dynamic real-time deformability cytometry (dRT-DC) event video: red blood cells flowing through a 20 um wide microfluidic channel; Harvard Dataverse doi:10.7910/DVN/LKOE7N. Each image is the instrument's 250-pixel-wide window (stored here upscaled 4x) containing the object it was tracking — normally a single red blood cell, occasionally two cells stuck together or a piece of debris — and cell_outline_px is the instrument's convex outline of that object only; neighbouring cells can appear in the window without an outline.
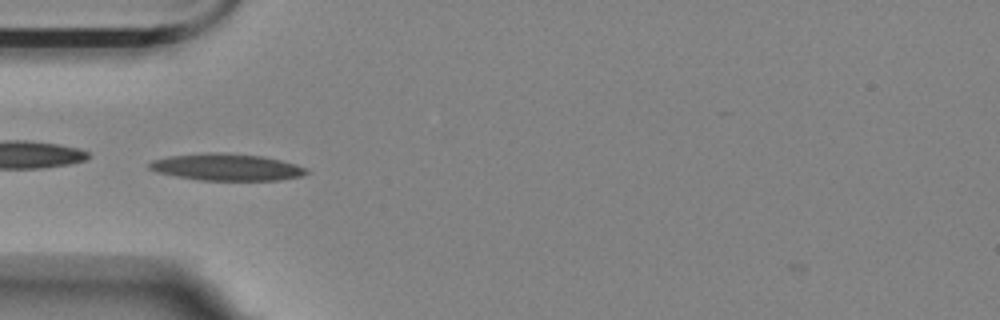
{"species": "Egyptian fruit bat (a non-hibernating species)", "species_latin": "Rousettus aegyptiacus", "temperature_condition": "room temperature", "stored_images_in_passage": 42, "camera_frame_rate_fps": 3000, "um_per_image_px": 0.085, "animal": {"sex": "female"}, "frame": {"image": 1, "passage_image": 3, "time_ms": 0.667, "image_size_px": [1000, 320], "cell_outline_px": [[312, 172], [304, 176], [280, 180], [200, 180], [176, 176], [156, 172], [148, 168], [148, 164], [152, 160], [168, 156], [260, 156], [280, 160], [296, 164], [308, 168]], "centroid_in_image_um": [19.37, 14.28], "position_along_channel_um": 65.6, "area_um2": 23.29}}
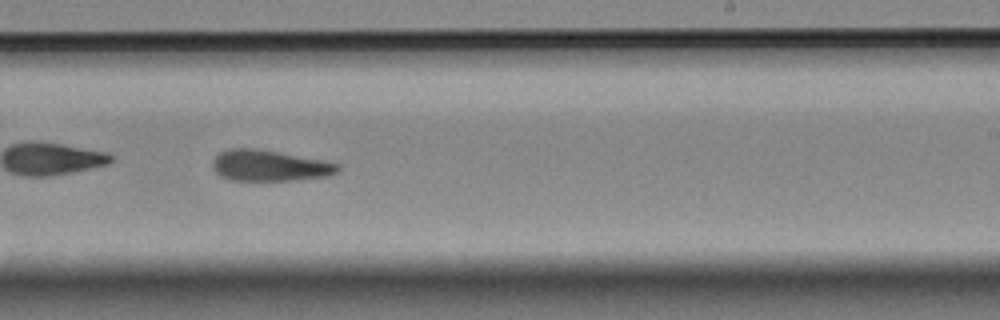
{"frame": {"image": 2, "passage_image": 20, "time_ms": 6.333, "image_size_px": [1000, 320], "cell_outline_px": [[340, 172], [328, 176], [292, 180], [228, 180], [220, 176], [212, 168], [212, 160], [220, 152], [228, 148], [252, 148], [276, 152], [320, 160], [340, 164]], "centroid_in_image_um": [22.87, 14.09], "position_along_channel_um": 266.1, "area_um2": 22.48}}
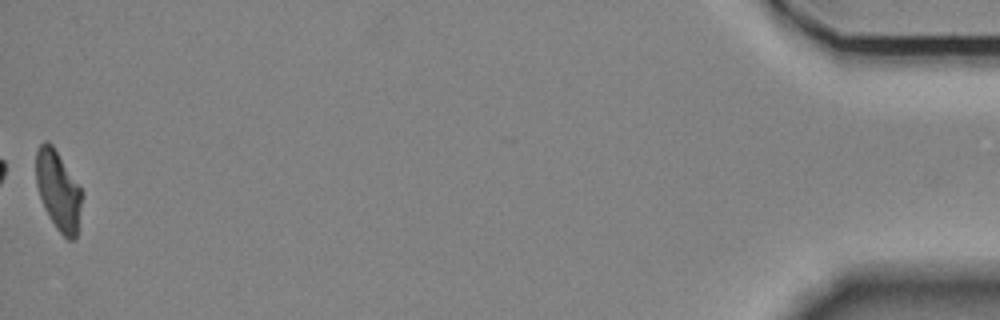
{"frame": {"image": 3, "passage_image": 42, "time_ms": 13.667, "image_size_px": [1000, 320], "cell_outline_px": [[80, 208], [76, 236], [72, 240], [68, 240], [56, 228], [48, 216], [44, 208], [36, 184], [36, 152], [40, 144], [44, 140], [48, 140], [52, 144], [80, 188]], "centroid_in_image_um": [4.9, 16.18], "position_along_channel_um": 430.3, "area_um2": 20.69}, "authors_computed_cell_mechanics": {"area_um2": 22.6865, "velocity_mm_per_s": 3.5241, "shape_relaxation_time_tau1_ms": 8.1969, "shape_relaxation_time_tau2_ms": 5.3212, "deformation_change_tau1": 0.2261, "deformation_change_tau2": 0.1614}}